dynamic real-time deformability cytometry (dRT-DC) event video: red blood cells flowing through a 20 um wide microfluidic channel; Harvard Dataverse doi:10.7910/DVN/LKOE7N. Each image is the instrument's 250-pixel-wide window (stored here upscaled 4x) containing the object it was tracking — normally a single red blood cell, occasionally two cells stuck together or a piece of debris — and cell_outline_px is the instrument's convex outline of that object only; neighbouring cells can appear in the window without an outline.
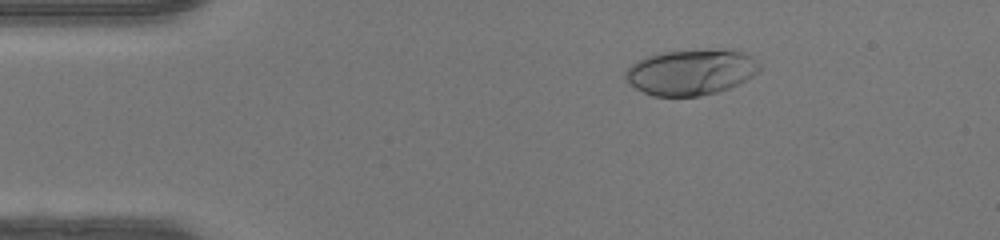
{"species": "human", "species_latin": "Homo sapiens", "temperature_condition": "warm", "stored_images_in_passage": 47, "camera_frame_rate_fps": 3000, "um_per_image_px": 0.085, "donor": {"sex": "female"}, "frame": {"image": 1, "passage_image": 8, "time_ms": 2.333, "image_size_px": [1000, 240], "cell_outline_px": [[760, 72], [728, 88], [716, 92], [700, 96], [652, 96], [628, 84], [624, 76], [624, 72], [632, 64], [644, 56], [660, 52], [744, 52], [752, 56], [760, 64]], "centroid_in_image_um": [58.67, 6.17], "position_along_channel_um": 26.3, "area_um2": 34.85}}
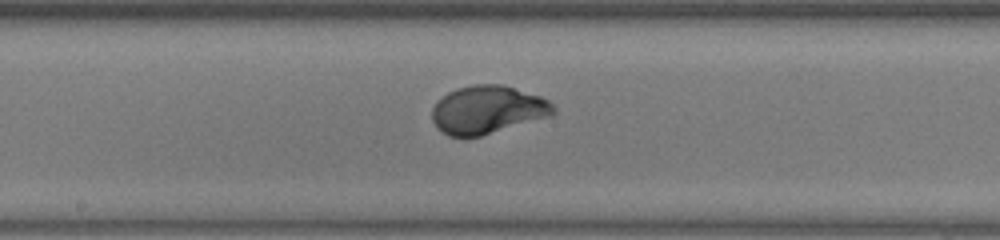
{"frame": {"image": 2, "passage_image": 25, "time_ms": 8.0, "image_size_px": [1000, 240], "cell_outline_px": [[556, 112], [552, 116], [480, 136], [464, 140], [448, 136], [440, 132], [436, 128], [432, 120], [432, 108], [436, 100], [440, 96], [456, 88], [472, 84], [504, 84], [540, 96], [548, 100], [556, 108]], "centroid_in_image_um": [41.39, 9.35], "position_along_channel_um": 206.8, "area_um2": 34.91}}
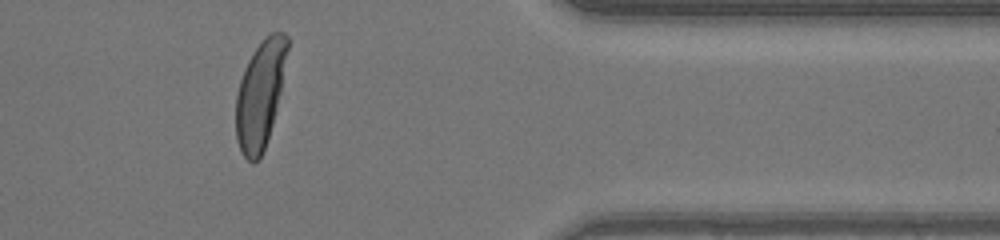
{"frame": {"image": 3, "passage_image": 39, "time_ms": 12.667, "image_size_px": [1000, 240], "cell_outline_px": [[288, 48], [280, 92], [272, 124], [260, 160], [252, 164], [244, 156], [236, 140], [236, 92], [244, 68], [252, 52], [264, 36], [272, 32], [284, 32], [288, 36]], "centroid_in_image_um": [22.1, 8.0], "position_along_channel_um": 389.3, "area_um2": 32.14}, "authors_computed_cell_mechanics": {"area_um2": 33.9864, "velocity_mm_per_s": 4.3956, "shape_relaxation_time_tau1_ms": 2.3795, "shape_relaxation_time_tau2_ms": null, "deformation_change_tau1": 0.2011, "deformation_change_tau2": null}}